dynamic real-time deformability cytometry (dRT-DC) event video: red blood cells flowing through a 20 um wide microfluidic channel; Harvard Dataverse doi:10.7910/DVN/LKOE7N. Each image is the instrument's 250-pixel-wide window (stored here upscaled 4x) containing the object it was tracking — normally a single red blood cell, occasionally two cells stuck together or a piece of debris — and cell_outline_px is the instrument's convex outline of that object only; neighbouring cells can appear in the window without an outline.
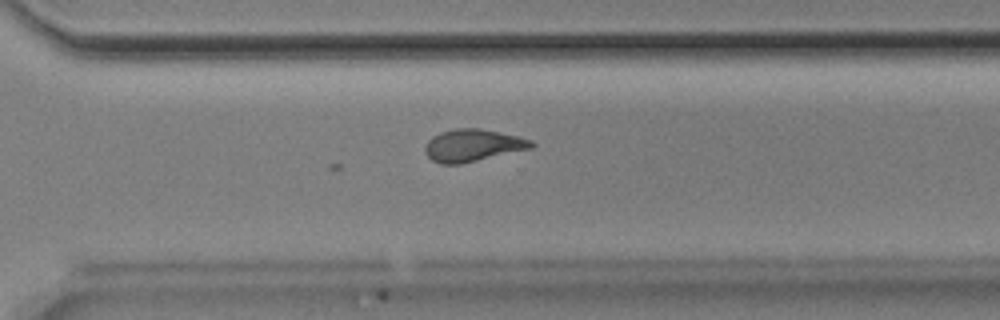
{"species": "Egyptian fruit bat (a non-hibernating species)", "species_latin": "Rousettus aegyptiacus", "temperature_condition": "room temperature", "stored_images_in_passage": 52, "camera_frame_rate_fps": 3000, "um_per_image_px": 0.085, "animal": {"sex": "male"}, "frame": {"image": 1, "passage_image": 37, "time_ms": 12.0, "image_size_px": [1000, 320], "cell_outline_px": [[536, 144], [532, 148], [460, 164], [440, 164], [432, 160], [424, 152], [424, 148], [428, 140], [432, 136], [440, 132], [456, 128], [480, 128], [516, 136], [532, 140]], "centroid_in_image_um": [40.16, 12.35], "position_along_channel_um": 330.4, "area_um2": 19.94}}